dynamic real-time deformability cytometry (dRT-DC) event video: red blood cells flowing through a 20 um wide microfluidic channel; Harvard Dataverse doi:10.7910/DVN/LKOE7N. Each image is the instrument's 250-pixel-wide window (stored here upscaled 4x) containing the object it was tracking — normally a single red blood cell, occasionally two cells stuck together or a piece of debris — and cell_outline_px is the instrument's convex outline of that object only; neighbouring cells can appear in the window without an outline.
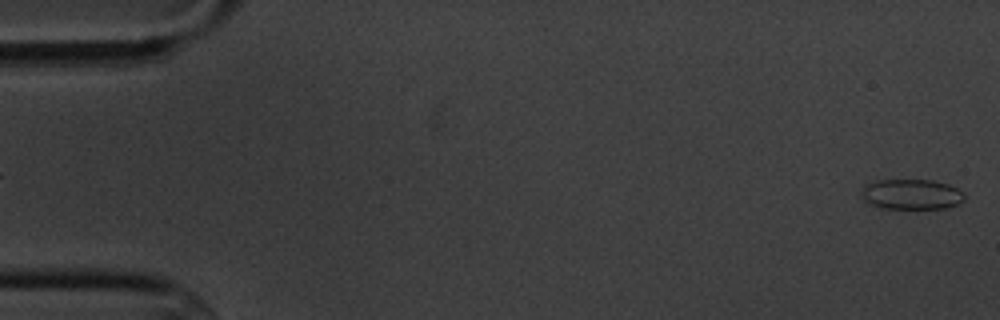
{"species": "common noctule bat (a hibernating species)", "species_latin": "Nyctalus noctula", "temperature_condition": "cold", "stored_images_in_passage": 3, "segment_of_instrument_passage": [2, 2], "camera_frame_rate_fps": 3000, "um_per_image_px": 0.085, "animal": {"sex": "male", "body_mass_g": 20.1, "forearm_length_mm": 53.5}, "frame": {"image": 1, "passage_image": 3, "time_ms": 2.333, "image_size_px": [1000, 320], "cell_outline_px": [[964, 200], [956, 204], [944, 208], [880, 208], [864, 200], [860, 196], [860, 192], [864, 184], [876, 180], [932, 180], [948, 184], [964, 192]], "centroid_in_image_um": [77.43, 16.5], "position_along_channel_um": 7.6, "area_um2": 18.21}}